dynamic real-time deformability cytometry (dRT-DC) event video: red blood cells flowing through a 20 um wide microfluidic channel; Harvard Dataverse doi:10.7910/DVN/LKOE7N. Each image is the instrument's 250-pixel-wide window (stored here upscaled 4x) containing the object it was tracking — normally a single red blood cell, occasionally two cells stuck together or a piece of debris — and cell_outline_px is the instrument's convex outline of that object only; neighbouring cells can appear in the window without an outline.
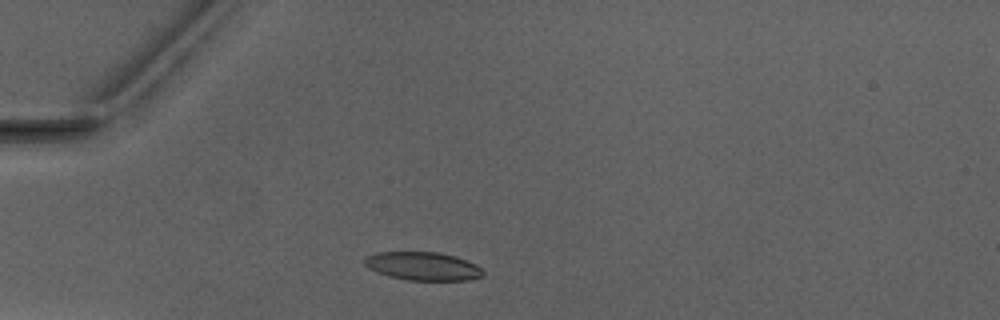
{"species": "Egyptian fruit bat (a non-hibernating species)", "species_latin": "Rousettus aegyptiacus", "temperature_condition": "warm", "stored_images_in_passage": 1, "camera_frame_rate_fps": 3000, "um_per_image_px": 0.085, "animal": {"sex": "male"}, "frame": {"image": 1, "passage_image": 1, "time_ms": 0.0, "image_size_px": [1000, 320], "cell_outline_px": [[484, 276], [468, 280], [408, 280], [388, 276], [376, 272], [368, 268], [364, 264], [364, 260], [368, 256], [376, 252], [436, 252], [452, 256], [476, 264], [484, 272]], "centroid_in_image_um": [35.92, 22.63], "position_along_channel_um": 49.1, "area_um2": 19.42}}